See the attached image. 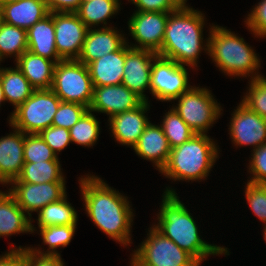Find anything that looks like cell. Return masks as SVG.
<instances>
[{
    "instance_id": "7bdbcfd3",
    "label": "cell",
    "mask_w": 266,
    "mask_h": 266,
    "mask_svg": "<svg viewBox=\"0 0 266 266\" xmlns=\"http://www.w3.org/2000/svg\"><path fill=\"white\" fill-rule=\"evenodd\" d=\"M12 247L9 252L0 256V266H27L26 248L21 246L15 248L13 245Z\"/></svg>"
},
{
    "instance_id": "1f68e13d",
    "label": "cell",
    "mask_w": 266,
    "mask_h": 266,
    "mask_svg": "<svg viewBox=\"0 0 266 266\" xmlns=\"http://www.w3.org/2000/svg\"><path fill=\"white\" fill-rule=\"evenodd\" d=\"M100 122L91 111H87L79 121L69 129L71 142L84 147L94 146L100 134Z\"/></svg>"
},
{
    "instance_id": "d4e9b609",
    "label": "cell",
    "mask_w": 266,
    "mask_h": 266,
    "mask_svg": "<svg viewBox=\"0 0 266 266\" xmlns=\"http://www.w3.org/2000/svg\"><path fill=\"white\" fill-rule=\"evenodd\" d=\"M55 65L53 60L35 55L28 50L16 60V66L35 90L51 89Z\"/></svg>"
},
{
    "instance_id": "3957f363",
    "label": "cell",
    "mask_w": 266,
    "mask_h": 266,
    "mask_svg": "<svg viewBox=\"0 0 266 266\" xmlns=\"http://www.w3.org/2000/svg\"><path fill=\"white\" fill-rule=\"evenodd\" d=\"M204 20L203 13L192 7L171 11L166 22L161 50L157 55L178 64L197 67L201 51H207L208 54V38L206 43H203Z\"/></svg>"
},
{
    "instance_id": "f35d334b",
    "label": "cell",
    "mask_w": 266,
    "mask_h": 266,
    "mask_svg": "<svg viewBox=\"0 0 266 266\" xmlns=\"http://www.w3.org/2000/svg\"><path fill=\"white\" fill-rule=\"evenodd\" d=\"M249 172L252 177L248 182L266 184V143L252 151Z\"/></svg>"
},
{
    "instance_id": "52a82bcc",
    "label": "cell",
    "mask_w": 266,
    "mask_h": 266,
    "mask_svg": "<svg viewBox=\"0 0 266 266\" xmlns=\"http://www.w3.org/2000/svg\"><path fill=\"white\" fill-rule=\"evenodd\" d=\"M51 90L63 102L90 107L94 86L88 67L78 60H62L54 68Z\"/></svg>"
},
{
    "instance_id": "836d02e7",
    "label": "cell",
    "mask_w": 266,
    "mask_h": 266,
    "mask_svg": "<svg viewBox=\"0 0 266 266\" xmlns=\"http://www.w3.org/2000/svg\"><path fill=\"white\" fill-rule=\"evenodd\" d=\"M24 162L59 161L39 134H24Z\"/></svg>"
},
{
    "instance_id": "5bb4252c",
    "label": "cell",
    "mask_w": 266,
    "mask_h": 266,
    "mask_svg": "<svg viewBox=\"0 0 266 266\" xmlns=\"http://www.w3.org/2000/svg\"><path fill=\"white\" fill-rule=\"evenodd\" d=\"M229 134L235 146H253V150L266 143V119L242 102L234 110Z\"/></svg>"
},
{
    "instance_id": "d6a6232c",
    "label": "cell",
    "mask_w": 266,
    "mask_h": 266,
    "mask_svg": "<svg viewBox=\"0 0 266 266\" xmlns=\"http://www.w3.org/2000/svg\"><path fill=\"white\" fill-rule=\"evenodd\" d=\"M77 225H54L40 229L43 243L49 247L46 252L37 248H32L33 251L39 254L60 255L56 249L59 247H66L75 234Z\"/></svg>"
},
{
    "instance_id": "816d5d0a",
    "label": "cell",
    "mask_w": 266,
    "mask_h": 266,
    "mask_svg": "<svg viewBox=\"0 0 266 266\" xmlns=\"http://www.w3.org/2000/svg\"><path fill=\"white\" fill-rule=\"evenodd\" d=\"M90 1H92V0H82V2H90Z\"/></svg>"
},
{
    "instance_id": "7dc6e473",
    "label": "cell",
    "mask_w": 266,
    "mask_h": 266,
    "mask_svg": "<svg viewBox=\"0 0 266 266\" xmlns=\"http://www.w3.org/2000/svg\"><path fill=\"white\" fill-rule=\"evenodd\" d=\"M19 0H0V8L6 4H9V3H14V2H17Z\"/></svg>"
},
{
    "instance_id": "83f0119b",
    "label": "cell",
    "mask_w": 266,
    "mask_h": 266,
    "mask_svg": "<svg viewBox=\"0 0 266 266\" xmlns=\"http://www.w3.org/2000/svg\"><path fill=\"white\" fill-rule=\"evenodd\" d=\"M119 0H92L90 2H81L77 15L80 20L89 28L95 25L104 24L106 28L107 19L118 13L120 8ZM94 26V27H93Z\"/></svg>"
},
{
    "instance_id": "e0dca14e",
    "label": "cell",
    "mask_w": 266,
    "mask_h": 266,
    "mask_svg": "<svg viewBox=\"0 0 266 266\" xmlns=\"http://www.w3.org/2000/svg\"><path fill=\"white\" fill-rule=\"evenodd\" d=\"M149 106L148 102L143 101L138 107L115 114L108 119L109 129L118 143L134 147L150 123L145 115Z\"/></svg>"
},
{
    "instance_id": "2e32d148",
    "label": "cell",
    "mask_w": 266,
    "mask_h": 266,
    "mask_svg": "<svg viewBox=\"0 0 266 266\" xmlns=\"http://www.w3.org/2000/svg\"><path fill=\"white\" fill-rule=\"evenodd\" d=\"M142 102L139 96L123 84L94 87L89 111L105 113L110 118L115 114L132 110Z\"/></svg>"
},
{
    "instance_id": "4dcf8cb0",
    "label": "cell",
    "mask_w": 266,
    "mask_h": 266,
    "mask_svg": "<svg viewBox=\"0 0 266 266\" xmlns=\"http://www.w3.org/2000/svg\"><path fill=\"white\" fill-rule=\"evenodd\" d=\"M163 117L160 125L171 149L190 140L196 134L173 108L166 112Z\"/></svg>"
},
{
    "instance_id": "484cf974",
    "label": "cell",
    "mask_w": 266,
    "mask_h": 266,
    "mask_svg": "<svg viewBox=\"0 0 266 266\" xmlns=\"http://www.w3.org/2000/svg\"><path fill=\"white\" fill-rule=\"evenodd\" d=\"M0 79L6 101H9L14 110L23 104L35 90L21 70L13 68H0Z\"/></svg>"
},
{
    "instance_id": "277c9868",
    "label": "cell",
    "mask_w": 266,
    "mask_h": 266,
    "mask_svg": "<svg viewBox=\"0 0 266 266\" xmlns=\"http://www.w3.org/2000/svg\"><path fill=\"white\" fill-rule=\"evenodd\" d=\"M209 31L208 55L223 73L234 77L248 75L250 80L263 77L258 74L261 66L258 55L242 37L219 25H212Z\"/></svg>"
},
{
    "instance_id": "7a4b0ae2",
    "label": "cell",
    "mask_w": 266,
    "mask_h": 266,
    "mask_svg": "<svg viewBox=\"0 0 266 266\" xmlns=\"http://www.w3.org/2000/svg\"><path fill=\"white\" fill-rule=\"evenodd\" d=\"M160 208L158 222L153 227L196 260L202 262L209 255H229L227 248L209 244L200 238L196 222L174 189L166 188Z\"/></svg>"
},
{
    "instance_id": "ee69618b",
    "label": "cell",
    "mask_w": 266,
    "mask_h": 266,
    "mask_svg": "<svg viewBox=\"0 0 266 266\" xmlns=\"http://www.w3.org/2000/svg\"><path fill=\"white\" fill-rule=\"evenodd\" d=\"M49 12L76 13L82 0H44Z\"/></svg>"
},
{
    "instance_id": "60d3db41",
    "label": "cell",
    "mask_w": 266,
    "mask_h": 266,
    "mask_svg": "<svg viewBox=\"0 0 266 266\" xmlns=\"http://www.w3.org/2000/svg\"><path fill=\"white\" fill-rule=\"evenodd\" d=\"M25 248L27 266H64L61 255L39 254L30 247Z\"/></svg>"
},
{
    "instance_id": "bcb514c9",
    "label": "cell",
    "mask_w": 266,
    "mask_h": 266,
    "mask_svg": "<svg viewBox=\"0 0 266 266\" xmlns=\"http://www.w3.org/2000/svg\"><path fill=\"white\" fill-rule=\"evenodd\" d=\"M2 102H6L5 96H4V91H3V86L1 83V79H0V107H1V103Z\"/></svg>"
},
{
    "instance_id": "8fae6325",
    "label": "cell",
    "mask_w": 266,
    "mask_h": 266,
    "mask_svg": "<svg viewBox=\"0 0 266 266\" xmlns=\"http://www.w3.org/2000/svg\"><path fill=\"white\" fill-rule=\"evenodd\" d=\"M55 44L62 60H77L81 54L88 27L77 13L53 12Z\"/></svg>"
},
{
    "instance_id": "74e56055",
    "label": "cell",
    "mask_w": 266,
    "mask_h": 266,
    "mask_svg": "<svg viewBox=\"0 0 266 266\" xmlns=\"http://www.w3.org/2000/svg\"><path fill=\"white\" fill-rule=\"evenodd\" d=\"M39 135L57 155V157L58 152L65 149V147L71 142L69 129L56 127L53 125L42 130Z\"/></svg>"
},
{
    "instance_id": "f907efd6",
    "label": "cell",
    "mask_w": 266,
    "mask_h": 266,
    "mask_svg": "<svg viewBox=\"0 0 266 266\" xmlns=\"http://www.w3.org/2000/svg\"><path fill=\"white\" fill-rule=\"evenodd\" d=\"M2 21L1 8H0V22Z\"/></svg>"
},
{
    "instance_id": "ba28073f",
    "label": "cell",
    "mask_w": 266,
    "mask_h": 266,
    "mask_svg": "<svg viewBox=\"0 0 266 266\" xmlns=\"http://www.w3.org/2000/svg\"><path fill=\"white\" fill-rule=\"evenodd\" d=\"M132 253L130 266H192L197 260L153 226Z\"/></svg>"
},
{
    "instance_id": "9c48e42d",
    "label": "cell",
    "mask_w": 266,
    "mask_h": 266,
    "mask_svg": "<svg viewBox=\"0 0 266 266\" xmlns=\"http://www.w3.org/2000/svg\"><path fill=\"white\" fill-rule=\"evenodd\" d=\"M177 100V106L172 108L196 134H207L222 114L223 109L207 88L192 86Z\"/></svg>"
},
{
    "instance_id": "7402d4cb",
    "label": "cell",
    "mask_w": 266,
    "mask_h": 266,
    "mask_svg": "<svg viewBox=\"0 0 266 266\" xmlns=\"http://www.w3.org/2000/svg\"><path fill=\"white\" fill-rule=\"evenodd\" d=\"M125 63V44L87 65L94 87L122 84Z\"/></svg>"
},
{
    "instance_id": "4316f807",
    "label": "cell",
    "mask_w": 266,
    "mask_h": 266,
    "mask_svg": "<svg viewBox=\"0 0 266 266\" xmlns=\"http://www.w3.org/2000/svg\"><path fill=\"white\" fill-rule=\"evenodd\" d=\"M12 182H65V177L61 171L60 161L24 162L20 175Z\"/></svg>"
},
{
    "instance_id": "4fadbf2b",
    "label": "cell",
    "mask_w": 266,
    "mask_h": 266,
    "mask_svg": "<svg viewBox=\"0 0 266 266\" xmlns=\"http://www.w3.org/2000/svg\"><path fill=\"white\" fill-rule=\"evenodd\" d=\"M10 185L12 186L8 191L29 217L32 212H39L47 204L61 200L67 193L65 182H11Z\"/></svg>"
},
{
    "instance_id": "f546056e",
    "label": "cell",
    "mask_w": 266,
    "mask_h": 266,
    "mask_svg": "<svg viewBox=\"0 0 266 266\" xmlns=\"http://www.w3.org/2000/svg\"><path fill=\"white\" fill-rule=\"evenodd\" d=\"M28 50L27 30L0 22V61L12 55L15 61Z\"/></svg>"
},
{
    "instance_id": "b9f144b4",
    "label": "cell",
    "mask_w": 266,
    "mask_h": 266,
    "mask_svg": "<svg viewBox=\"0 0 266 266\" xmlns=\"http://www.w3.org/2000/svg\"><path fill=\"white\" fill-rule=\"evenodd\" d=\"M138 9L146 12H171L176 7L169 0H130Z\"/></svg>"
},
{
    "instance_id": "d6986e66",
    "label": "cell",
    "mask_w": 266,
    "mask_h": 266,
    "mask_svg": "<svg viewBox=\"0 0 266 266\" xmlns=\"http://www.w3.org/2000/svg\"><path fill=\"white\" fill-rule=\"evenodd\" d=\"M0 138V184H10L24 165V133L16 128Z\"/></svg>"
},
{
    "instance_id": "7c38bea8",
    "label": "cell",
    "mask_w": 266,
    "mask_h": 266,
    "mask_svg": "<svg viewBox=\"0 0 266 266\" xmlns=\"http://www.w3.org/2000/svg\"><path fill=\"white\" fill-rule=\"evenodd\" d=\"M169 13L135 11L128 21V29L139 45L130 44V47L158 53L163 43Z\"/></svg>"
},
{
    "instance_id": "30bf717a",
    "label": "cell",
    "mask_w": 266,
    "mask_h": 266,
    "mask_svg": "<svg viewBox=\"0 0 266 266\" xmlns=\"http://www.w3.org/2000/svg\"><path fill=\"white\" fill-rule=\"evenodd\" d=\"M185 65L157 56L151 67L150 92L160 101H174L192 86Z\"/></svg>"
},
{
    "instance_id": "c3c4849f",
    "label": "cell",
    "mask_w": 266,
    "mask_h": 266,
    "mask_svg": "<svg viewBox=\"0 0 266 266\" xmlns=\"http://www.w3.org/2000/svg\"><path fill=\"white\" fill-rule=\"evenodd\" d=\"M264 226H265V227H264V229H263V232H264L263 236H264V240H265V242H266V224H265Z\"/></svg>"
},
{
    "instance_id": "5b68a950",
    "label": "cell",
    "mask_w": 266,
    "mask_h": 266,
    "mask_svg": "<svg viewBox=\"0 0 266 266\" xmlns=\"http://www.w3.org/2000/svg\"><path fill=\"white\" fill-rule=\"evenodd\" d=\"M217 147L207 134H195L171 149L167 164L160 173L173 181L204 180L219 157Z\"/></svg>"
},
{
    "instance_id": "e575fe53",
    "label": "cell",
    "mask_w": 266,
    "mask_h": 266,
    "mask_svg": "<svg viewBox=\"0 0 266 266\" xmlns=\"http://www.w3.org/2000/svg\"><path fill=\"white\" fill-rule=\"evenodd\" d=\"M248 91L241 102L266 119V80L263 77L251 80Z\"/></svg>"
},
{
    "instance_id": "6da1fadb",
    "label": "cell",
    "mask_w": 266,
    "mask_h": 266,
    "mask_svg": "<svg viewBox=\"0 0 266 266\" xmlns=\"http://www.w3.org/2000/svg\"><path fill=\"white\" fill-rule=\"evenodd\" d=\"M79 184L87 216L110 238L123 246L130 245L134 214L128 197L95 175L81 176Z\"/></svg>"
},
{
    "instance_id": "f6af8a7d",
    "label": "cell",
    "mask_w": 266,
    "mask_h": 266,
    "mask_svg": "<svg viewBox=\"0 0 266 266\" xmlns=\"http://www.w3.org/2000/svg\"><path fill=\"white\" fill-rule=\"evenodd\" d=\"M176 8H185L187 0H169Z\"/></svg>"
},
{
    "instance_id": "44dd1931",
    "label": "cell",
    "mask_w": 266,
    "mask_h": 266,
    "mask_svg": "<svg viewBox=\"0 0 266 266\" xmlns=\"http://www.w3.org/2000/svg\"><path fill=\"white\" fill-rule=\"evenodd\" d=\"M49 14L44 0H19L1 7L3 22L25 30Z\"/></svg>"
},
{
    "instance_id": "ac0fdd59",
    "label": "cell",
    "mask_w": 266,
    "mask_h": 266,
    "mask_svg": "<svg viewBox=\"0 0 266 266\" xmlns=\"http://www.w3.org/2000/svg\"><path fill=\"white\" fill-rule=\"evenodd\" d=\"M125 38L114 27L88 29L77 60L87 66L102 56L119 50L127 42Z\"/></svg>"
},
{
    "instance_id": "8d00e7d4",
    "label": "cell",
    "mask_w": 266,
    "mask_h": 266,
    "mask_svg": "<svg viewBox=\"0 0 266 266\" xmlns=\"http://www.w3.org/2000/svg\"><path fill=\"white\" fill-rule=\"evenodd\" d=\"M245 197L252 212L266 224V184L247 182Z\"/></svg>"
},
{
    "instance_id": "ffe728a7",
    "label": "cell",
    "mask_w": 266,
    "mask_h": 266,
    "mask_svg": "<svg viewBox=\"0 0 266 266\" xmlns=\"http://www.w3.org/2000/svg\"><path fill=\"white\" fill-rule=\"evenodd\" d=\"M133 150L143 159L154 163L156 169L161 172L167 164L171 147L164 135L162 126L149 123L134 145Z\"/></svg>"
},
{
    "instance_id": "8992f818",
    "label": "cell",
    "mask_w": 266,
    "mask_h": 266,
    "mask_svg": "<svg viewBox=\"0 0 266 266\" xmlns=\"http://www.w3.org/2000/svg\"><path fill=\"white\" fill-rule=\"evenodd\" d=\"M60 98L51 89L34 90L9 116V125L24 134H39L52 126Z\"/></svg>"
},
{
    "instance_id": "d590c367",
    "label": "cell",
    "mask_w": 266,
    "mask_h": 266,
    "mask_svg": "<svg viewBox=\"0 0 266 266\" xmlns=\"http://www.w3.org/2000/svg\"><path fill=\"white\" fill-rule=\"evenodd\" d=\"M88 110L89 108L84 105L61 101L52 125L70 129Z\"/></svg>"
},
{
    "instance_id": "cb8c5ba5",
    "label": "cell",
    "mask_w": 266,
    "mask_h": 266,
    "mask_svg": "<svg viewBox=\"0 0 266 266\" xmlns=\"http://www.w3.org/2000/svg\"><path fill=\"white\" fill-rule=\"evenodd\" d=\"M28 51L57 63L62 61L55 44L53 12L27 30Z\"/></svg>"
},
{
    "instance_id": "681fc988",
    "label": "cell",
    "mask_w": 266,
    "mask_h": 266,
    "mask_svg": "<svg viewBox=\"0 0 266 266\" xmlns=\"http://www.w3.org/2000/svg\"><path fill=\"white\" fill-rule=\"evenodd\" d=\"M201 263L202 262H200V261L197 260L192 266H199Z\"/></svg>"
},
{
    "instance_id": "ab89813d",
    "label": "cell",
    "mask_w": 266,
    "mask_h": 266,
    "mask_svg": "<svg viewBox=\"0 0 266 266\" xmlns=\"http://www.w3.org/2000/svg\"><path fill=\"white\" fill-rule=\"evenodd\" d=\"M244 22L256 37H266V0L258 2Z\"/></svg>"
},
{
    "instance_id": "f1b7e54d",
    "label": "cell",
    "mask_w": 266,
    "mask_h": 266,
    "mask_svg": "<svg viewBox=\"0 0 266 266\" xmlns=\"http://www.w3.org/2000/svg\"><path fill=\"white\" fill-rule=\"evenodd\" d=\"M77 212L67 201V194L58 201L44 206L38 212V227L45 228L54 225H77Z\"/></svg>"
},
{
    "instance_id": "9a60e30c",
    "label": "cell",
    "mask_w": 266,
    "mask_h": 266,
    "mask_svg": "<svg viewBox=\"0 0 266 266\" xmlns=\"http://www.w3.org/2000/svg\"><path fill=\"white\" fill-rule=\"evenodd\" d=\"M125 43V63L122 84L143 101L148 102L144 90L149 88L153 60L158 56L150 50L133 49Z\"/></svg>"
},
{
    "instance_id": "603a6c76",
    "label": "cell",
    "mask_w": 266,
    "mask_h": 266,
    "mask_svg": "<svg viewBox=\"0 0 266 266\" xmlns=\"http://www.w3.org/2000/svg\"><path fill=\"white\" fill-rule=\"evenodd\" d=\"M31 221L33 222L18 205L15 197L9 191L0 190V237L33 233L35 227Z\"/></svg>"
}]
</instances>
